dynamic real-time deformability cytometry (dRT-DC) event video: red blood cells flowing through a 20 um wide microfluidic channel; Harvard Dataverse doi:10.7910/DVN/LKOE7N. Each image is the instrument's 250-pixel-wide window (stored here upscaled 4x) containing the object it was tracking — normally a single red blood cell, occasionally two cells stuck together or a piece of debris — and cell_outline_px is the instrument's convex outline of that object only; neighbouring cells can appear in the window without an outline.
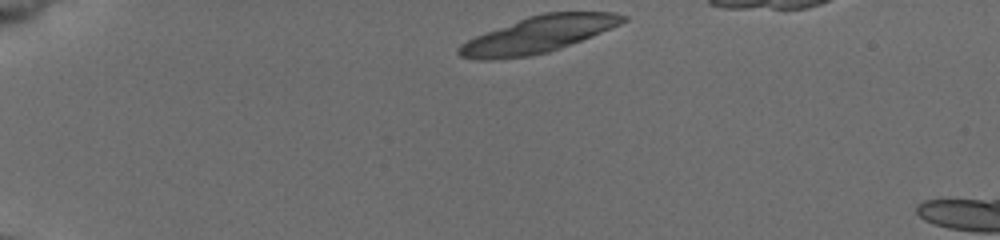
{"species": "common noctule bat (a hibernating species)", "species_latin": "Nyctalus noctula", "temperature_condition": "cold", "stored_images_in_passage": 40, "camera_frame_rate_fps": 3000, "um_per_image_px": 0.085, "animal": {"sex": "female", "body_mass_g": 19.5, "forearm_length_mm": 54.1}, "frame": {"image": 1, "passage_image": 1, "time_ms": 0.0, "image_size_px": [1000, 240], "cell_outline_px": [[628, 20], [620, 24], [592, 36], [560, 48], [548, 52], [528, 56], [492, 60], [472, 60], [460, 56], [456, 52], [456, 48], [460, 44], [476, 36], [528, 16], [544, 12], [612, 12], [628, 16]], "centroid_in_image_um": [45.73, 2.95], "position_along_channel_um": 39.3, "area_um2": 34.68}}